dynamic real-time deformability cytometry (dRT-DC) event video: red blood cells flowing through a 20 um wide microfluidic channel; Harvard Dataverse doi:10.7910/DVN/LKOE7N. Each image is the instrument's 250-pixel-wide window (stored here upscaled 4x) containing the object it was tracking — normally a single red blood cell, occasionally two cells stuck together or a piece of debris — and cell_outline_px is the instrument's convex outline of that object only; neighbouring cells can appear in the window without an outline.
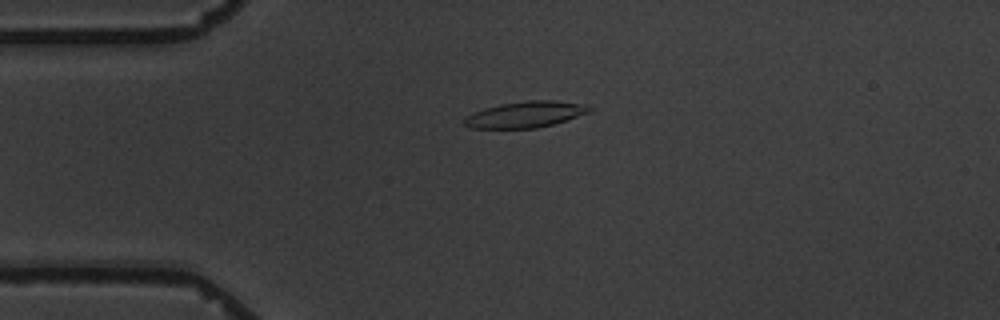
{"species": "common noctule bat (a hibernating species)", "species_latin": "Nyctalus noctula", "temperature_condition": "warm", "stored_images_in_passage": 4, "camera_frame_rate_fps": 3000, "um_per_image_px": 0.085, "animal": {"sex": "male", "body_mass_g": 19.5, "forearm_length_mm": 54.6}, "frame": {"image": 1, "passage_image": 2, "time_ms": 2.0, "image_size_px": [1000, 320], "cell_outline_px": [[596, 108], [592, 112], [568, 120], [536, 128], [468, 128], [464, 124], [464, 116], [484, 108], [500, 104], [528, 100], [556, 100], [588, 104]], "centroid_in_image_um": [44.74, 9.72], "position_along_channel_um": 40.3, "area_um2": 19.48}}
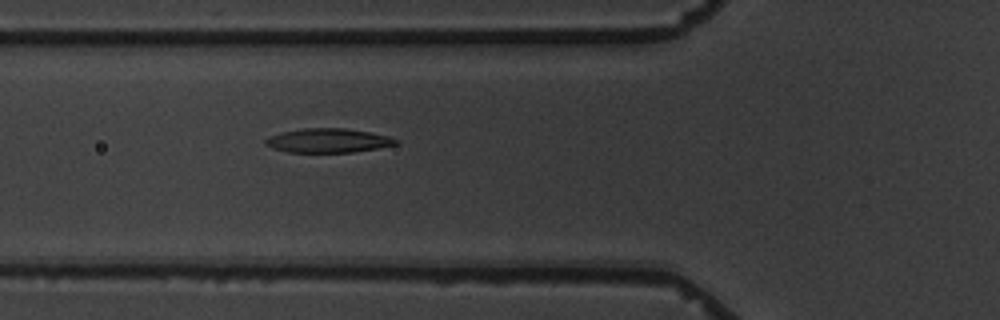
{"frame": {"image": 2, "passage_image": 4, "time_ms": 4.333, "image_size_px": [1000, 320], "cell_outline_px": [[400, 144], [380, 148], [352, 152], [288, 152], [272, 148], [264, 144], [264, 140], [268, 136], [284, 132], [304, 128], [344, 128], [372, 132], [388, 136], [400, 140]], "centroid_in_image_um": [27.94, 11.95], "position_along_channel_um": 97.9, "area_um2": 18.5}}